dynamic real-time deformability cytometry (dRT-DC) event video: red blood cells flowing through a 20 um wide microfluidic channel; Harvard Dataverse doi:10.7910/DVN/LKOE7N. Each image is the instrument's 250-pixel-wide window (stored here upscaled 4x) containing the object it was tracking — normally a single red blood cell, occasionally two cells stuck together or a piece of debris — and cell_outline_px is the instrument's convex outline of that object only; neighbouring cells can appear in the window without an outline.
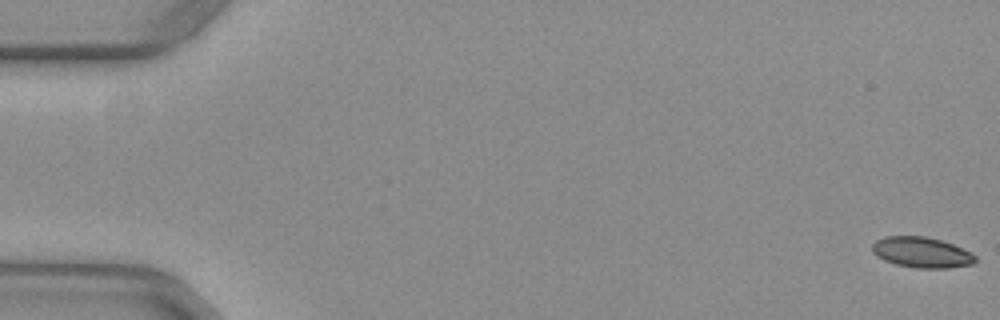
{"species": "common noctule bat (a hibernating species)", "species_latin": "Nyctalus noctula", "temperature_condition": "warm", "stored_images_in_passage": 54, "camera_frame_rate_fps": 3000, "um_per_image_px": 0.085, "animal": {"sex": "female", "body_mass_g": 29.2, "forearm_length_mm": 56.3}, "frame": {"image": 1, "passage_image": 1, "time_ms": 0.0, "image_size_px": [1000, 320], "cell_outline_px": [[976, 260], [972, 264], [948, 268], [916, 268], [896, 264], [884, 260], [876, 256], [872, 252], [872, 244], [876, 240], [884, 236], [924, 236], [940, 240], [952, 244], [972, 252], [976, 256]], "centroid_in_image_um": [78.32, 21.45], "position_along_channel_um": 6.7, "area_um2": 18.44}}
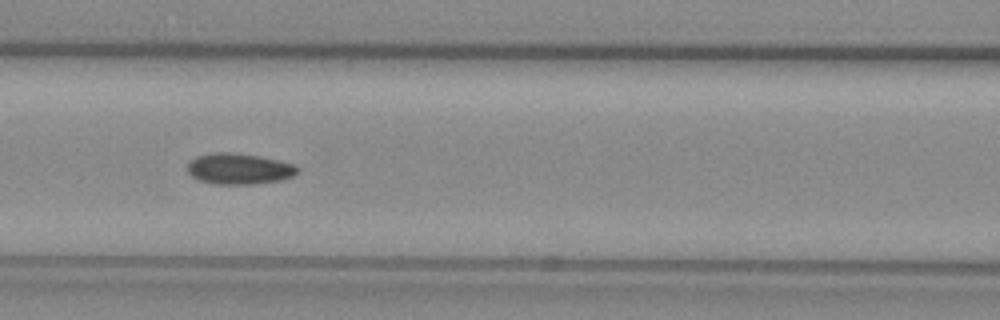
{"frame": {"image": 2, "passage_image": 24, "time_ms": 7.667, "image_size_px": [1000, 320], "cell_outline_px": [[300, 172], [292, 176], [280, 180], [252, 184], [216, 184], [200, 180], [192, 176], [188, 172], [188, 164], [196, 156], [216, 152], [228, 152], [260, 156], [292, 164], [300, 168]], "centroid_in_image_um": [20.33, 14.35], "position_along_channel_um": 146.3, "area_um2": 19.65}}
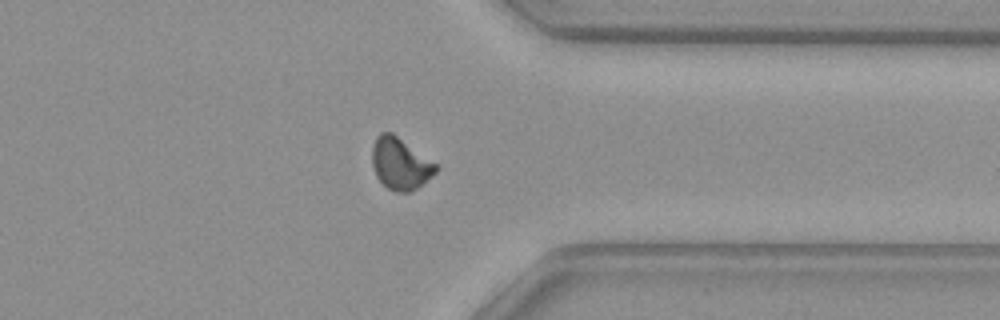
{"frame": {"image": 3, "passage_image": 42, "time_ms": 13.667, "image_size_px": [1000, 320], "cell_outline_px": [[440, 168], [432, 176], [416, 188], [408, 192], [396, 192], [388, 188], [376, 176], [372, 164], [372, 144], [376, 136], [380, 132], [392, 132], [436, 164]], "centroid_in_image_um": [34.0, 13.89], "position_along_channel_um": 377.4, "area_um2": 19.07}, "authors_computed_cell_mechanics": {"area_um2": 19.1029, "velocity_mm_per_s": 3.9487, "shape_relaxation_time_tau1_ms": null, "shape_relaxation_time_tau2_ms": 2.8469, "deformation_change_tau1": null, "deformation_change_tau2": 0.064}}